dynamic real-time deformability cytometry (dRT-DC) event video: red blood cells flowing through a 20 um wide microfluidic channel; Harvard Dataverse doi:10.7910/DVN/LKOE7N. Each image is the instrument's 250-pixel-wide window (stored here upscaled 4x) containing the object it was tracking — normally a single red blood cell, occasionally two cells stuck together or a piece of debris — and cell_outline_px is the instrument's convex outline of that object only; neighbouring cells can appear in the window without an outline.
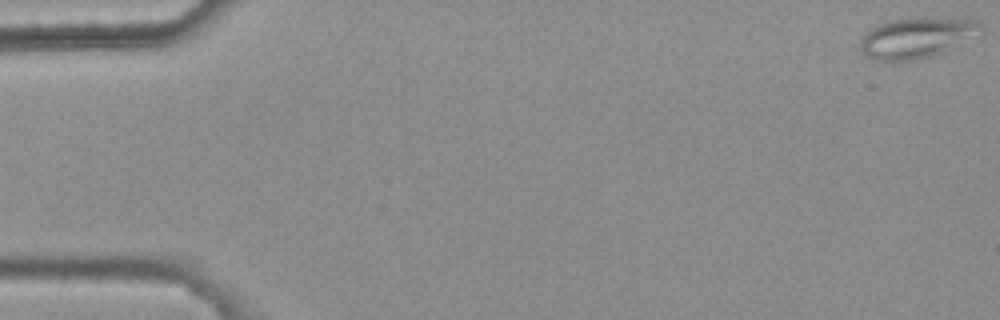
{"species": "common noctule bat (a hibernating species)", "species_latin": "Nyctalus noctula", "temperature_condition": "warm", "stored_images_in_passage": 49, "camera_frame_rate_fps": 3000, "um_per_image_px": 0.085, "animal": {"sex": "female", "body_mass_g": 25.1}, "frame": {"image": 1, "passage_image": 1, "time_ms": 0.0, "image_size_px": [1000, 320], "cell_outline_px": [[984, 28], [940, 52], [916, 60], [892, 64], [872, 60], [860, 48], [860, 40], [864, 32], [888, 20], [908, 16], [924, 16], [976, 20]], "centroid_in_image_um": [77.76, 3.2], "position_along_channel_um": 7.2, "area_um2": 28.67}}
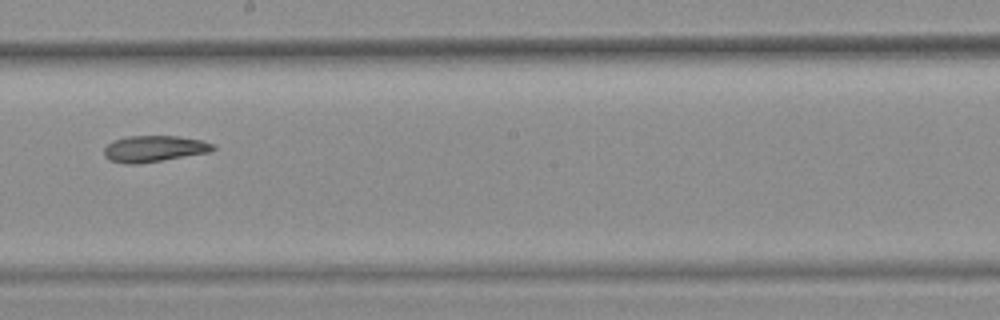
{"frame": {"image": 2, "passage_image": 31, "time_ms": 10.0, "image_size_px": [1000, 320], "cell_outline_px": [[216, 148], [208, 152], [136, 164], [128, 164], [108, 160], [104, 156], [104, 148], [112, 140], [128, 136], [180, 136], [200, 140], [212, 144]], "centroid_in_image_um": [13.03, 12.63], "position_along_channel_um": 235.2, "area_um2": 16.47}}
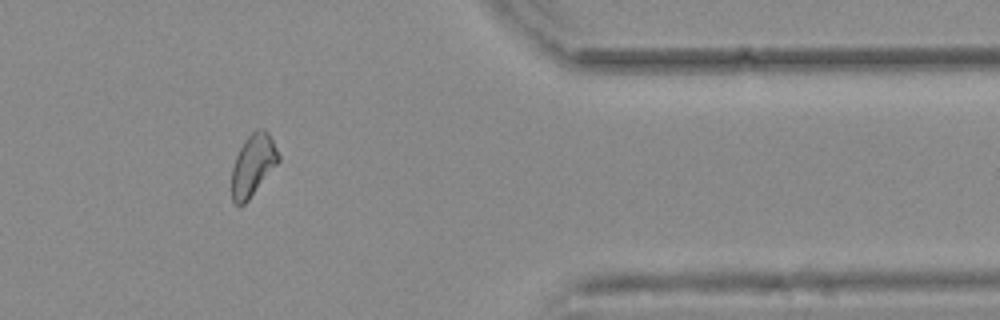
{"frame": {"image": 3, "passage_image": 45, "time_ms": 14.667, "image_size_px": [1000, 320], "cell_outline_px": [[280, 160], [248, 200], [244, 204], [236, 204], [232, 200], [232, 168], [236, 156], [244, 140], [256, 128], [264, 128], [268, 132], [280, 156]], "centroid_in_image_um": [21.5, 14.0], "position_along_channel_um": 389.9, "area_um2": 16.59}, "authors_computed_cell_mechanics": {"area_um2": 17.2822, "velocity_mm_per_s": 3.7717, "shape_relaxation_time_tau1_ms": null, "shape_relaxation_time_tau2_ms": 6.0561, "deformation_change_tau1": null, "deformation_change_tau2": 0.1174}}